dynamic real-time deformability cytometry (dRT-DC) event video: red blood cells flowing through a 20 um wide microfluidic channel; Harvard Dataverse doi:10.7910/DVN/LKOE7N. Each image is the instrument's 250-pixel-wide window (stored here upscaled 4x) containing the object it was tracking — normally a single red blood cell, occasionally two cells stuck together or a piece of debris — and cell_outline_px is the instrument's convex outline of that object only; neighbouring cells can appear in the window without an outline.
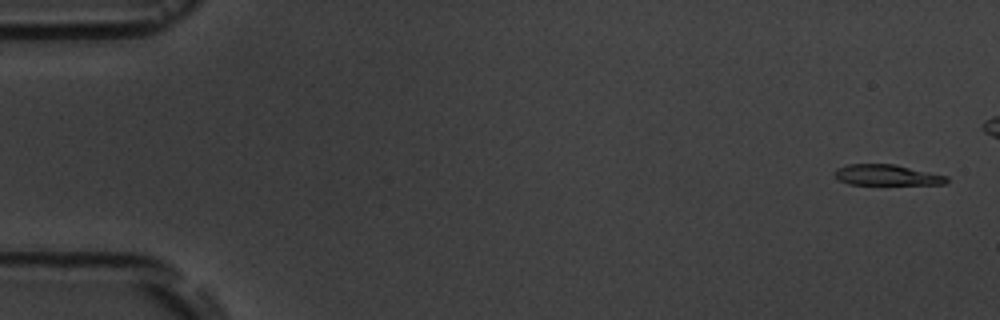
{"species": "common noctule bat (a hibernating species)", "species_latin": "Nyctalus noctula", "temperature_condition": "room temperature", "stored_images_in_passage": 6, "camera_frame_rate_fps": 3000, "um_per_image_px": 0.085, "animal": {"sex": "male", "body_mass_g": 19.5, "forearm_length_mm": 54.6}, "frame": {"image": 1, "passage_image": 1, "time_ms": 0.0, "image_size_px": [1000, 320], "cell_outline_px": [[948, 184], [848, 184], [840, 180], [832, 172], [836, 168], [848, 164], [896, 164], [948, 176]], "centroid_in_image_um": [75.38, 14.87], "position_along_channel_um": 9.6, "area_um2": 13.58}}